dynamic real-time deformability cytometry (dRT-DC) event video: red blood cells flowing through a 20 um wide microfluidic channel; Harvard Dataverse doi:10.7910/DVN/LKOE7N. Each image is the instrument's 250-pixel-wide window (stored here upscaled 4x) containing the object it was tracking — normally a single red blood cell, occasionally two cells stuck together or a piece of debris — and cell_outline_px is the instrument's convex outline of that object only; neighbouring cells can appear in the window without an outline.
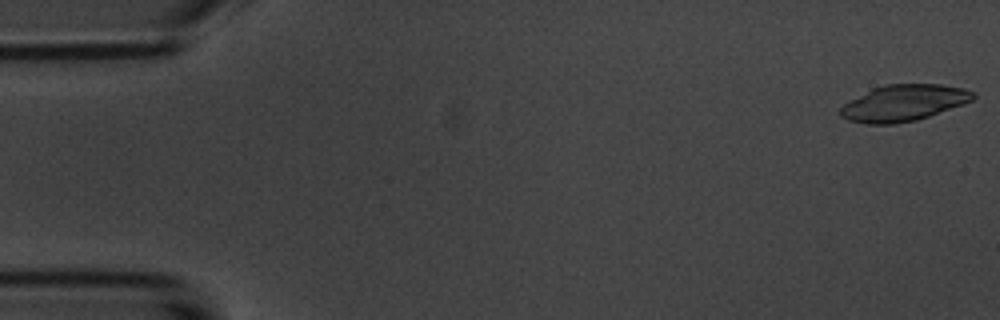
{"species": "common noctule bat (a hibernating species)", "species_latin": "Nyctalus noctula", "temperature_condition": "room temperature", "stored_images_in_passage": 4, "camera_frame_rate_fps": 3000, "um_per_image_px": 0.085, "animal": {"sex": "male", "body_mass_g": 20.1, "forearm_length_mm": 53.5}, "frame": {"image": 1, "passage_image": 1, "time_ms": 0.0, "image_size_px": [1000, 320], "cell_outline_px": [[976, 96], [972, 100], [964, 104], [916, 120], [892, 124], [868, 124], [848, 120], [840, 116], [840, 108], [844, 104], [872, 88], [884, 84], [940, 84], [964, 88], [976, 92]], "centroid_in_image_um": [76.83, 8.74], "position_along_channel_um": 8.2, "area_um2": 28.03}}